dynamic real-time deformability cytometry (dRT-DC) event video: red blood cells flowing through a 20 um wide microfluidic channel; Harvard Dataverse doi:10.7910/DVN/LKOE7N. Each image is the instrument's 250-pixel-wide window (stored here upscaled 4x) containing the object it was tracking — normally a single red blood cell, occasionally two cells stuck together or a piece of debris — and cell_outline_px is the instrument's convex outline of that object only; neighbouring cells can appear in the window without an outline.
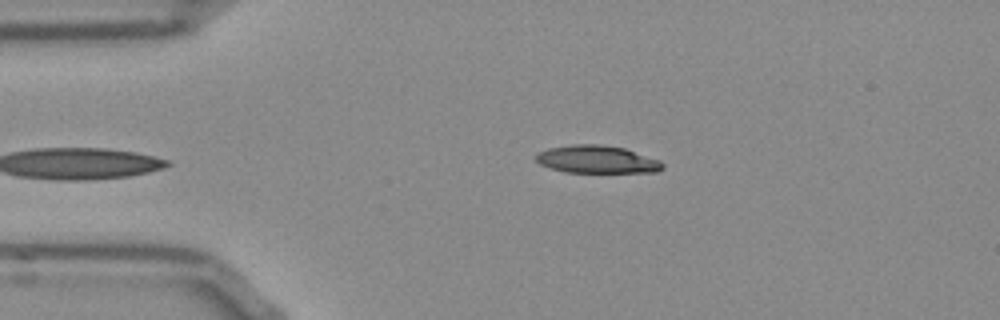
{"species": "Egyptian fruit bat (a non-hibernating species)", "species_latin": "Rousettus aegyptiacus", "temperature_condition": "room temperature", "stored_images_in_passage": 38, "camera_frame_rate_fps": 3000, "um_per_image_px": 0.085, "frame": {"image": 1, "passage_image": 1, "time_ms": 0.0, "image_size_px": [1000, 320], "cell_outline_px": [[664, 168], [656, 172], [564, 172], [540, 164], [536, 160], [536, 156], [540, 152], [548, 148], [572, 144], [600, 144], [624, 148], [660, 160], [664, 164]], "centroid_in_image_um": [50.76, 13.55], "position_along_channel_um": 34.2, "area_um2": 20.35}}
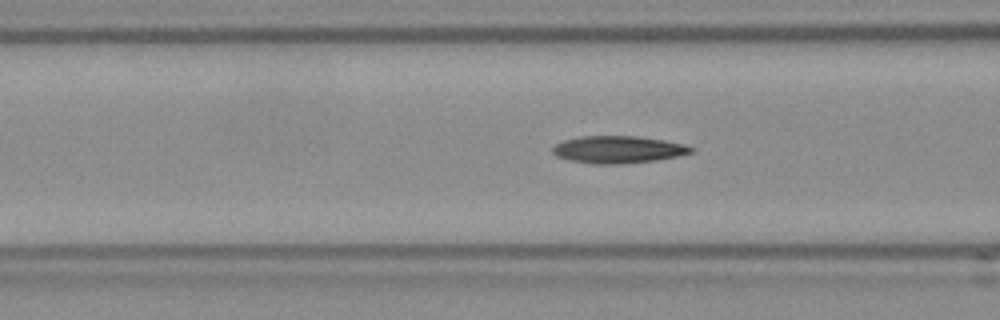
{"frame": {"image": 2, "passage_image": 10, "time_ms": 3.0, "image_size_px": [1000, 320], "cell_outline_px": [[696, 152], [656, 160], [620, 164], [592, 164], [568, 160], [556, 156], [552, 152], [552, 148], [556, 144], [564, 140], [580, 136], [636, 136], [664, 140], [684, 144], [696, 148]], "centroid_in_image_um": [52.55, 12.71], "position_along_channel_um": 114.1, "area_um2": 22.14}}
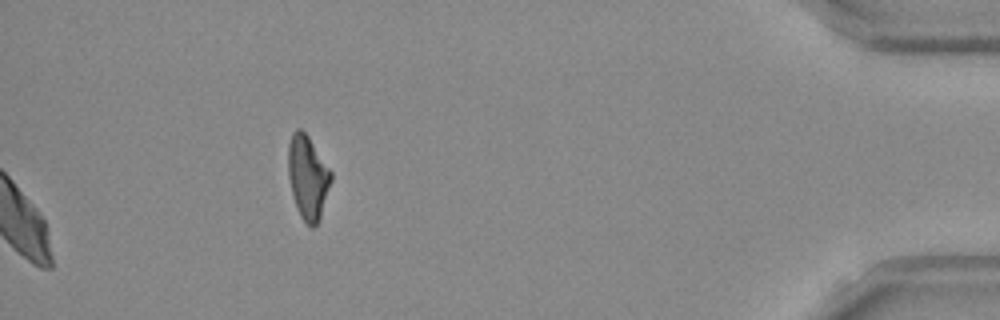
{"frame": {"image": 3, "passage_image": 38, "time_ms": 12.333, "image_size_px": [1000, 320], "cell_outline_px": [[332, 180], [320, 216], [316, 224], [312, 228], [300, 216], [296, 208], [292, 196], [288, 176], [288, 144], [292, 132], [296, 128], [300, 128], [308, 136], [332, 172]], "centroid_in_image_um": [26.14, 15.04], "position_along_channel_um": 409.1, "area_um2": 20.87}, "authors_computed_cell_mechanics": {"area_um2": 21.5883, "velocity_mm_per_s": 3.8083, "shape_relaxation_time_tau1_ms": 5.205, "shape_relaxation_time_tau2_ms": 5.0337, "deformation_change_tau1": 0.1777, "deformation_change_tau2": 0.1573}}